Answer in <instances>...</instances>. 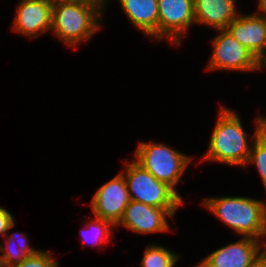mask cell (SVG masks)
Returning a JSON list of instances; mask_svg holds the SVG:
<instances>
[{
    "label": "cell",
    "mask_w": 266,
    "mask_h": 267,
    "mask_svg": "<svg viewBox=\"0 0 266 267\" xmlns=\"http://www.w3.org/2000/svg\"><path fill=\"white\" fill-rule=\"evenodd\" d=\"M13 267H59V262L53 258L51 251L39 249L34 255L27 257Z\"/></svg>",
    "instance_id": "d6986e66"
},
{
    "label": "cell",
    "mask_w": 266,
    "mask_h": 267,
    "mask_svg": "<svg viewBox=\"0 0 266 267\" xmlns=\"http://www.w3.org/2000/svg\"><path fill=\"white\" fill-rule=\"evenodd\" d=\"M261 255L266 259V241L262 245Z\"/></svg>",
    "instance_id": "cb8c5ba5"
},
{
    "label": "cell",
    "mask_w": 266,
    "mask_h": 267,
    "mask_svg": "<svg viewBox=\"0 0 266 267\" xmlns=\"http://www.w3.org/2000/svg\"><path fill=\"white\" fill-rule=\"evenodd\" d=\"M110 0H105V7ZM128 21L145 36L158 41V0H118Z\"/></svg>",
    "instance_id": "5bb4252c"
},
{
    "label": "cell",
    "mask_w": 266,
    "mask_h": 267,
    "mask_svg": "<svg viewBox=\"0 0 266 267\" xmlns=\"http://www.w3.org/2000/svg\"><path fill=\"white\" fill-rule=\"evenodd\" d=\"M261 69L266 72V60L261 64Z\"/></svg>",
    "instance_id": "484cf974"
},
{
    "label": "cell",
    "mask_w": 266,
    "mask_h": 267,
    "mask_svg": "<svg viewBox=\"0 0 266 267\" xmlns=\"http://www.w3.org/2000/svg\"><path fill=\"white\" fill-rule=\"evenodd\" d=\"M259 125V136L266 140V116L257 115Z\"/></svg>",
    "instance_id": "44dd1931"
},
{
    "label": "cell",
    "mask_w": 266,
    "mask_h": 267,
    "mask_svg": "<svg viewBox=\"0 0 266 267\" xmlns=\"http://www.w3.org/2000/svg\"><path fill=\"white\" fill-rule=\"evenodd\" d=\"M250 267H266V259L260 255L251 265Z\"/></svg>",
    "instance_id": "603a6c76"
},
{
    "label": "cell",
    "mask_w": 266,
    "mask_h": 267,
    "mask_svg": "<svg viewBox=\"0 0 266 267\" xmlns=\"http://www.w3.org/2000/svg\"><path fill=\"white\" fill-rule=\"evenodd\" d=\"M13 18L12 31L36 38L50 30L53 0H20Z\"/></svg>",
    "instance_id": "30bf717a"
},
{
    "label": "cell",
    "mask_w": 266,
    "mask_h": 267,
    "mask_svg": "<svg viewBox=\"0 0 266 267\" xmlns=\"http://www.w3.org/2000/svg\"><path fill=\"white\" fill-rule=\"evenodd\" d=\"M236 3V0H194L195 24L206 25L216 32L226 29L239 14Z\"/></svg>",
    "instance_id": "4fadbf2b"
},
{
    "label": "cell",
    "mask_w": 266,
    "mask_h": 267,
    "mask_svg": "<svg viewBox=\"0 0 266 267\" xmlns=\"http://www.w3.org/2000/svg\"><path fill=\"white\" fill-rule=\"evenodd\" d=\"M6 247L0 242V258L7 264L8 267L18 265L24 259L34 255L39 250L34 249L29 244L28 236L22 232L5 235Z\"/></svg>",
    "instance_id": "9a60e30c"
},
{
    "label": "cell",
    "mask_w": 266,
    "mask_h": 267,
    "mask_svg": "<svg viewBox=\"0 0 266 267\" xmlns=\"http://www.w3.org/2000/svg\"><path fill=\"white\" fill-rule=\"evenodd\" d=\"M212 39V54L206 70L255 72L261 70V63L227 29L217 30Z\"/></svg>",
    "instance_id": "8992f818"
},
{
    "label": "cell",
    "mask_w": 266,
    "mask_h": 267,
    "mask_svg": "<svg viewBox=\"0 0 266 267\" xmlns=\"http://www.w3.org/2000/svg\"><path fill=\"white\" fill-rule=\"evenodd\" d=\"M226 29L261 64L266 60V18L240 12Z\"/></svg>",
    "instance_id": "7c38bea8"
},
{
    "label": "cell",
    "mask_w": 266,
    "mask_h": 267,
    "mask_svg": "<svg viewBox=\"0 0 266 267\" xmlns=\"http://www.w3.org/2000/svg\"><path fill=\"white\" fill-rule=\"evenodd\" d=\"M248 164L255 165L266 191V140L259 135L252 144L246 165Z\"/></svg>",
    "instance_id": "ac0fdd59"
},
{
    "label": "cell",
    "mask_w": 266,
    "mask_h": 267,
    "mask_svg": "<svg viewBox=\"0 0 266 267\" xmlns=\"http://www.w3.org/2000/svg\"><path fill=\"white\" fill-rule=\"evenodd\" d=\"M225 226L241 237L266 241V203L245 196L206 197L202 202Z\"/></svg>",
    "instance_id": "3957f363"
},
{
    "label": "cell",
    "mask_w": 266,
    "mask_h": 267,
    "mask_svg": "<svg viewBox=\"0 0 266 267\" xmlns=\"http://www.w3.org/2000/svg\"><path fill=\"white\" fill-rule=\"evenodd\" d=\"M113 228L115 226L110 221L97 217L91 218V220H87L85 226L80 230L81 240L86 245L94 246L96 249L97 247L101 248L107 243L110 244L111 236L114 232Z\"/></svg>",
    "instance_id": "2e32d148"
},
{
    "label": "cell",
    "mask_w": 266,
    "mask_h": 267,
    "mask_svg": "<svg viewBox=\"0 0 266 267\" xmlns=\"http://www.w3.org/2000/svg\"><path fill=\"white\" fill-rule=\"evenodd\" d=\"M158 42L167 40L180 47L195 24L194 0H158Z\"/></svg>",
    "instance_id": "52a82bcc"
},
{
    "label": "cell",
    "mask_w": 266,
    "mask_h": 267,
    "mask_svg": "<svg viewBox=\"0 0 266 267\" xmlns=\"http://www.w3.org/2000/svg\"><path fill=\"white\" fill-rule=\"evenodd\" d=\"M255 126V132L251 135L252 138L248 139L249 136L244 130L239 114L227 108V106L221 105L214 130H212L209 139L208 149L202 161L245 167L252 144L259 135L257 116L255 118Z\"/></svg>",
    "instance_id": "7a4b0ae2"
},
{
    "label": "cell",
    "mask_w": 266,
    "mask_h": 267,
    "mask_svg": "<svg viewBox=\"0 0 266 267\" xmlns=\"http://www.w3.org/2000/svg\"><path fill=\"white\" fill-rule=\"evenodd\" d=\"M14 219L10 211L0 206V237L5 236L15 226Z\"/></svg>",
    "instance_id": "ffe728a7"
},
{
    "label": "cell",
    "mask_w": 266,
    "mask_h": 267,
    "mask_svg": "<svg viewBox=\"0 0 266 267\" xmlns=\"http://www.w3.org/2000/svg\"><path fill=\"white\" fill-rule=\"evenodd\" d=\"M168 218L174 219L166 209L130 200L121 220L115 227L122 226L136 234L166 233L171 230Z\"/></svg>",
    "instance_id": "9c48e42d"
},
{
    "label": "cell",
    "mask_w": 266,
    "mask_h": 267,
    "mask_svg": "<svg viewBox=\"0 0 266 267\" xmlns=\"http://www.w3.org/2000/svg\"><path fill=\"white\" fill-rule=\"evenodd\" d=\"M179 258L181 255L167 247L148 244L141 258L140 267H175Z\"/></svg>",
    "instance_id": "e0dca14e"
},
{
    "label": "cell",
    "mask_w": 266,
    "mask_h": 267,
    "mask_svg": "<svg viewBox=\"0 0 266 267\" xmlns=\"http://www.w3.org/2000/svg\"><path fill=\"white\" fill-rule=\"evenodd\" d=\"M257 12L255 13L256 15H259L261 17L266 18V0H257Z\"/></svg>",
    "instance_id": "7402d4cb"
},
{
    "label": "cell",
    "mask_w": 266,
    "mask_h": 267,
    "mask_svg": "<svg viewBox=\"0 0 266 267\" xmlns=\"http://www.w3.org/2000/svg\"><path fill=\"white\" fill-rule=\"evenodd\" d=\"M262 245L261 241L242 237L211 252L195 267H250L261 255Z\"/></svg>",
    "instance_id": "8fae6325"
},
{
    "label": "cell",
    "mask_w": 266,
    "mask_h": 267,
    "mask_svg": "<svg viewBox=\"0 0 266 267\" xmlns=\"http://www.w3.org/2000/svg\"><path fill=\"white\" fill-rule=\"evenodd\" d=\"M105 8V0H53L51 33L67 47L86 43L102 29Z\"/></svg>",
    "instance_id": "6da1fadb"
},
{
    "label": "cell",
    "mask_w": 266,
    "mask_h": 267,
    "mask_svg": "<svg viewBox=\"0 0 266 267\" xmlns=\"http://www.w3.org/2000/svg\"><path fill=\"white\" fill-rule=\"evenodd\" d=\"M157 180L166 183L181 198L176 186L193 160L165 143L140 142L133 158Z\"/></svg>",
    "instance_id": "277c9868"
},
{
    "label": "cell",
    "mask_w": 266,
    "mask_h": 267,
    "mask_svg": "<svg viewBox=\"0 0 266 267\" xmlns=\"http://www.w3.org/2000/svg\"><path fill=\"white\" fill-rule=\"evenodd\" d=\"M130 200L124 175L120 172L101 185L92 196L90 203L92 216L110 221L116 226Z\"/></svg>",
    "instance_id": "ba28073f"
},
{
    "label": "cell",
    "mask_w": 266,
    "mask_h": 267,
    "mask_svg": "<svg viewBox=\"0 0 266 267\" xmlns=\"http://www.w3.org/2000/svg\"><path fill=\"white\" fill-rule=\"evenodd\" d=\"M121 173L124 175L130 199L156 208L166 209L173 217L177 209L184 203L166 183L157 180L134 159L127 162Z\"/></svg>",
    "instance_id": "5b68a950"
},
{
    "label": "cell",
    "mask_w": 266,
    "mask_h": 267,
    "mask_svg": "<svg viewBox=\"0 0 266 267\" xmlns=\"http://www.w3.org/2000/svg\"><path fill=\"white\" fill-rule=\"evenodd\" d=\"M0 267H8L7 264L0 258Z\"/></svg>",
    "instance_id": "d4e9b609"
}]
</instances>
